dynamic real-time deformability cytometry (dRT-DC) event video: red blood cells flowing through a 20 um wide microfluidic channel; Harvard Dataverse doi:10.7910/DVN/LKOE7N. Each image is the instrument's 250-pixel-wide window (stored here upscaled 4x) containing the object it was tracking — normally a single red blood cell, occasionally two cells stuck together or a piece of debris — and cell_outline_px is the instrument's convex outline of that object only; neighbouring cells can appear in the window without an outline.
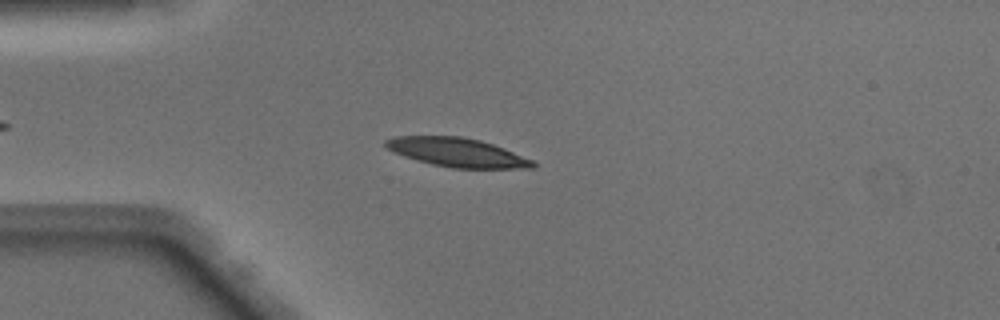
{"species": "Egyptian fruit bat (a non-hibernating species)", "species_latin": "Rousettus aegyptiacus", "temperature_condition": "warm", "stored_images_in_passage": 42, "camera_frame_rate_fps": 3000, "um_per_image_px": 0.085, "animal": {"sex": "male"}, "frame": {"image": 1, "passage_image": 9, "time_ms": 2.667, "image_size_px": [1000, 320], "cell_outline_px": [[536, 168], [452, 168], [432, 164], [404, 156], [392, 152], [384, 144], [384, 140], [392, 136], [460, 136], [480, 140], [504, 148], [532, 160], [536, 164]], "centroid_in_image_um": [38.83, 12.95], "position_along_channel_um": 46.2, "area_um2": 24.68}}
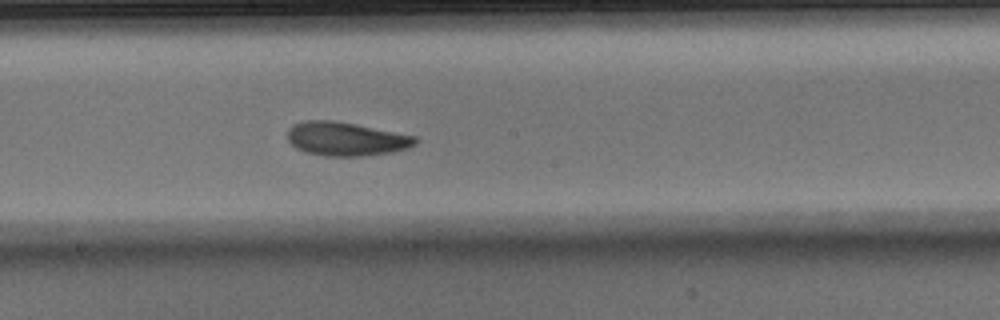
{"frame": {"image": 2, "passage_image": 23, "time_ms": 7.333, "image_size_px": [1000, 320], "cell_outline_px": [[416, 144], [408, 148], [392, 152], [364, 156], [324, 156], [304, 152], [296, 148], [288, 140], [288, 128], [292, 124], [304, 120], [336, 120], [416, 136]], "centroid_in_image_um": [29.38, 11.8], "position_along_channel_um": 218.8, "area_um2": 25.32}}
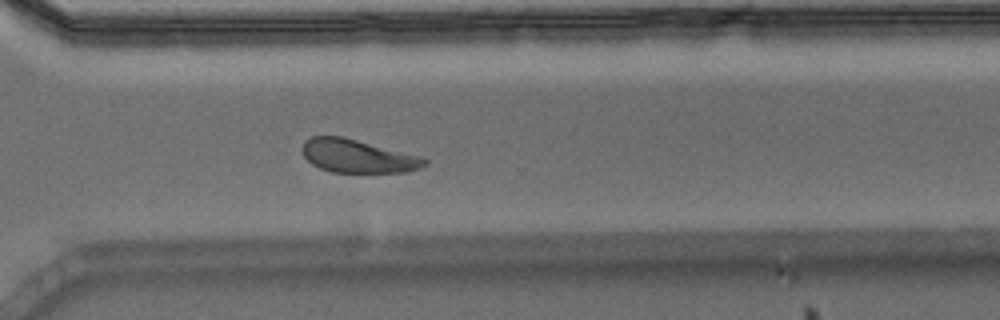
{"frame": {"image": 3, "passage_image": 32, "time_ms": 10.333, "image_size_px": [1000, 320], "cell_outline_px": [[428, 164], [420, 168], [408, 172], [332, 172], [320, 168], [312, 164], [304, 156], [300, 148], [304, 140], [312, 136], [340, 136], [420, 156], [428, 160]], "centroid_in_image_um": [30.38, 13.27], "position_along_channel_um": 340.2, "area_um2": 23.58}, "authors_computed_cell_mechanics": {"area_um2": 24.276, "velocity_mm_per_s": 4.0627, "shape_relaxation_time_tau1_ms": 2.593, "shape_relaxation_time_tau2_ms": 3.168, "deformation_change_tau1": 0.1158, "deformation_change_tau2": 0.1057}}